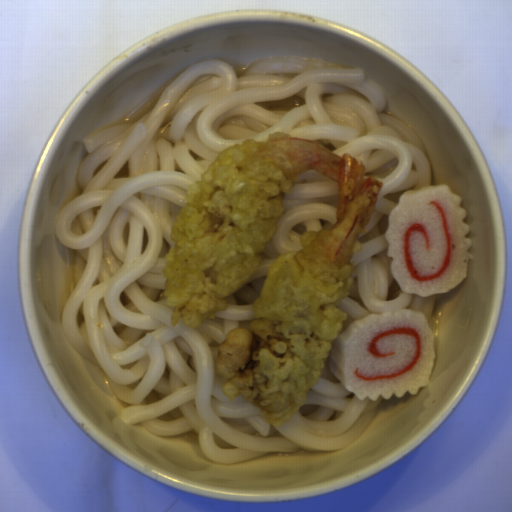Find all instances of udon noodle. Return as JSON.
I'll use <instances>...</instances> for the list:
<instances>
[{
	"label": "udon noodle",
	"mask_w": 512,
	"mask_h": 512,
	"mask_svg": "<svg viewBox=\"0 0 512 512\" xmlns=\"http://www.w3.org/2000/svg\"><path fill=\"white\" fill-rule=\"evenodd\" d=\"M284 132L349 153L383 182L355 267L340 335L370 314L421 312L436 295L408 294L391 270L389 215L410 189L433 186L421 136L388 112L366 72L313 58L260 59L237 76L231 64L191 65L132 123L86 135L79 195L59 211L56 236L74 250V286L61 327L92 380L124 405L126 424L157 436L196 433L205 458L240 463L270 453L328 452L355 443L382 395L359 399L331 372L333 346L301 408L278 427L239 395L224 394L218 345L248 328L276 257L301 249L307 231L337 223L338 184L304 171L285 194L283 216L248 280L225 308L196 326H173L164 294L166 254L188 185L244 139Z\"/></svg>",
	"instance_id": "d5520da0"
}]
</instances>
